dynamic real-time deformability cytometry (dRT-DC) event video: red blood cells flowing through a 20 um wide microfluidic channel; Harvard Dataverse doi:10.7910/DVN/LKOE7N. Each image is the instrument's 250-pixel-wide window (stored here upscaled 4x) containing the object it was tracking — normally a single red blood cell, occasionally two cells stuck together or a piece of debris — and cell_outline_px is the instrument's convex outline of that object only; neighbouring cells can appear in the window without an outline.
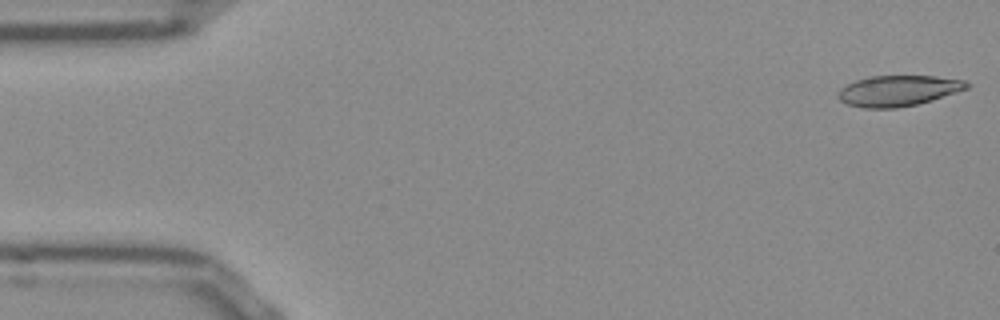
{"species": "Egyptian fruit bat (a non-hibernating species)", "species_latin": "Rousettus aegyptiacus", "temperature_condition": "room temperature", "stored_images_in_passage": 8, "camera_frame_rate_fps": 3000, "um_per_image_px": 0.085, "frame": {"image": 1, "passage_image": 1, "time_ms": 0.0, "image_size_px": [1000, 320], "cell_outline_px": [[972, 84], [968, 88], [932, 100], [916, 104], [896, 108], [860, 108], [848, 104], [840, 100], [840, 88], [856, 80], [872, 76], [932, 76], [964, 80]], "centroid_in_image_um": [76.37, 7.71], "position_along_channel_um": 8.6, "area_um2": 22.77}}